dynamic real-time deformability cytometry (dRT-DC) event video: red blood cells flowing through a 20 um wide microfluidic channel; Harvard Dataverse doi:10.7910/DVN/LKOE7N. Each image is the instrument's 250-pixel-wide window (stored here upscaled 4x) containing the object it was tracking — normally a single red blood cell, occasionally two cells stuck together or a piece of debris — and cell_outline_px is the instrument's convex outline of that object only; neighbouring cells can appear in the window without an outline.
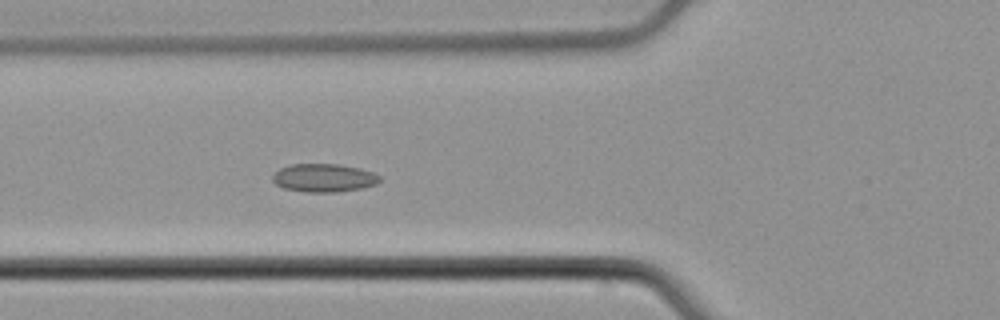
{"species": "common noctule bat (a hibernating species)", "species_latin": "Nyctalus noctula", "temperature_condition": "cold", "stored_images_in_passage": 5, "camera_frame_rate_fps": 3000, "um_per_image_px": 0.085, "animal": {"sex": "male", "body_mass_g": 21.5, "forearm_length_mm": 52.0}, "frame": {"image": 1, "passage_image": 5, "time_ms": 1.333, "image_size_px": [1000, 320], "cell_outline_px": [[380, 180], [376, 184], [364, 188], [336, 192], [304, 192], [284, 188], [276, 184], [272, 180], [272, 176], [280, 168], [292, 164], [340, 164], [360, 168], [372, 172], [380, 176]], "centroid_in_image_um": [27.54, 15.12], "position_along_channel_um": 98.3, "area_um2": 17.69}}